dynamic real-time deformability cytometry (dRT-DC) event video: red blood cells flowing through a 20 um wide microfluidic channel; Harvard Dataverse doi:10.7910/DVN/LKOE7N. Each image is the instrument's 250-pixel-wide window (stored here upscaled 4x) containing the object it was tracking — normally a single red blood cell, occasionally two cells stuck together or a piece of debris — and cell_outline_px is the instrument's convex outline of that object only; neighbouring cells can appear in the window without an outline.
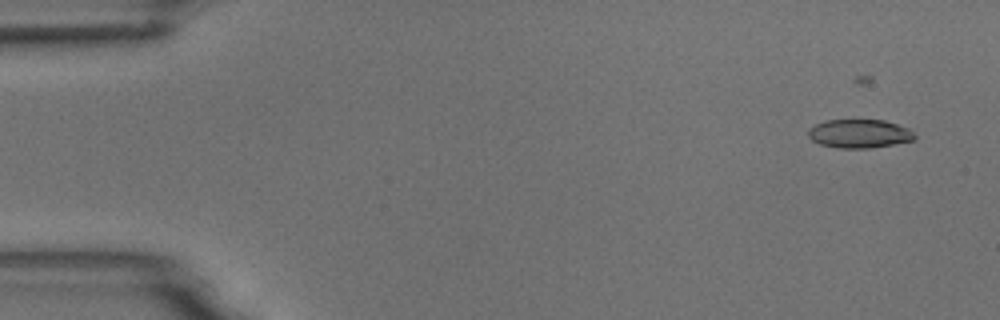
{"species": "common noctule bat (a hibernating species)", "species_latin": "Nyctalus noctula", "temperature_condition": "room temperature", "stored_images_in_passage": 6, "camera_frame_rate_fps": 3000, "um_per_image_px": 0.085, "animal": {"sex": "male", "body_mass_g": 18.8}, "frame": {"image": 1, "passage_image": 2, "time_ms": 1.0, "image_size_px": [1000, 320], "cell_outline_px": [[916, 140], [868, 148], [836, 148], [820, 144], [812, 140], [808, 136], [808, 128], [816, 124], [828, 120], [884, 120], [912, 128], [916, 136]], "centroid_in_image_um": [73.08, 11.36], "position_along_channel_um": 11.9, "area_um2": 17.92}}
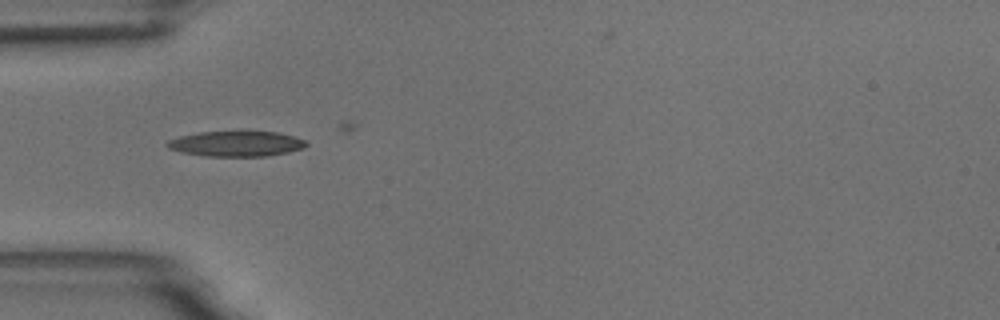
{"frame": {"image": 2, "passage_image": 5, "time_ms": 5.667, "image_size_px": [1000, 320], "cell_outline_px": [[308, 144], [304, 148], [288, 152], [268, 156], [204, 156], [180, 152], [168, 148], [164, 144], [168, 140], [180, 136], [200, 132], [276, 132], [296, 136], [308, 140]], "centroid_in_image_um": [20.11, 12.22], "position_along_channel_um": 64.9, "area_um2": 20.63}}